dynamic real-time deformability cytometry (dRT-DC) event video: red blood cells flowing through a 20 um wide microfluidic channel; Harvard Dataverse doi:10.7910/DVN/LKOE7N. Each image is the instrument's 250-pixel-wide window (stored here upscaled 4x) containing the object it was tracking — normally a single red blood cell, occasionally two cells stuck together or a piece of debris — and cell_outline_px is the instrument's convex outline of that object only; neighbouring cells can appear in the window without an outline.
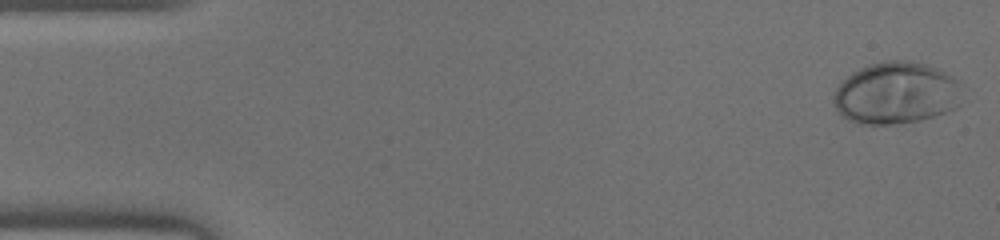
{"species": "human", "species_latin": "Homo sapiens", "temperature_condition": "warm", "stored_images_in_passage": 46, "camera_frame_rate_fps": 3000, "um_per_image_px": 0.085, "donor": {"sex": "male"}, "frame": {"image": 1, "passage_image": 1, "time_ms": 0.0, "image_size_px": [1000, 240], "cell_outline_px": [[960, 104], [956, 108], [920, 120], [892, 124], [860, 124], [848, 120], [836, 112], [832, 100], [832, 96], [836, 88], [852, 72], [868, 64], [884, 60], [908, 60], [924, 64], [936, 68], [952, 76], [960, 84]], "centroid_in_image_um": [76.12, 7.91], "position_along_channel_um": 8.9, "area_um2": 46.59}}
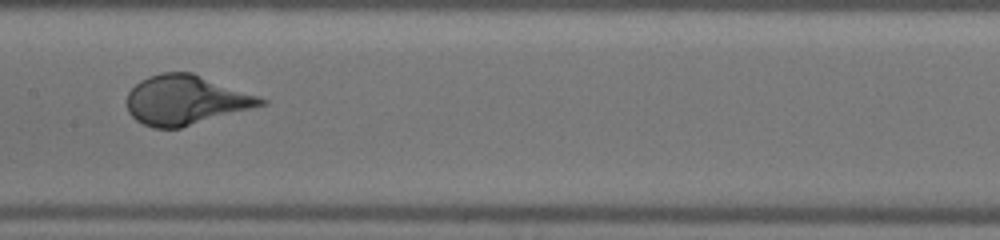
{"frame": {"image": 2, "passage_image": 23, "time_ms": 7.333, "image_size_px": [1000, 240], "cell_outline_px": [[268, 104], [180, 128], [152, 128], [136, 120], [128, 112], [128, 92], [140, 80], [148, 76], [160, 72], [192, 72], [268, 100]], "centroid_in_image_um": [15.78, 8.51], "position_along_channel_um": 191.6, "area_um2": 38.44}}
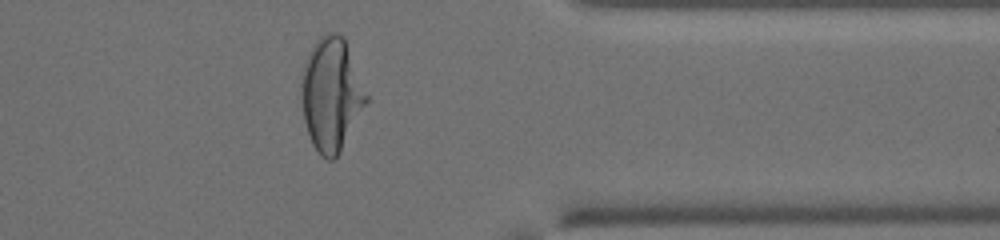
{"frame": {"image": 3, "passage_image": 37, "time_ms": 12.0, "image_size_px": [1000, 240], "cell_outline_px": [[372, 100], [340, 152], [332, 160], [328, 160], [320, 156], [312, 144], [304, 120], [300, 96], [300, 84], [308, 52], [316, 40], [320, 36], [328, 32], [336, 32], [344, 36]], "centroid_in_image_um": [28.22, 8.03], "position_along_channel_um": 383.2, "area_um2": 44.1}}